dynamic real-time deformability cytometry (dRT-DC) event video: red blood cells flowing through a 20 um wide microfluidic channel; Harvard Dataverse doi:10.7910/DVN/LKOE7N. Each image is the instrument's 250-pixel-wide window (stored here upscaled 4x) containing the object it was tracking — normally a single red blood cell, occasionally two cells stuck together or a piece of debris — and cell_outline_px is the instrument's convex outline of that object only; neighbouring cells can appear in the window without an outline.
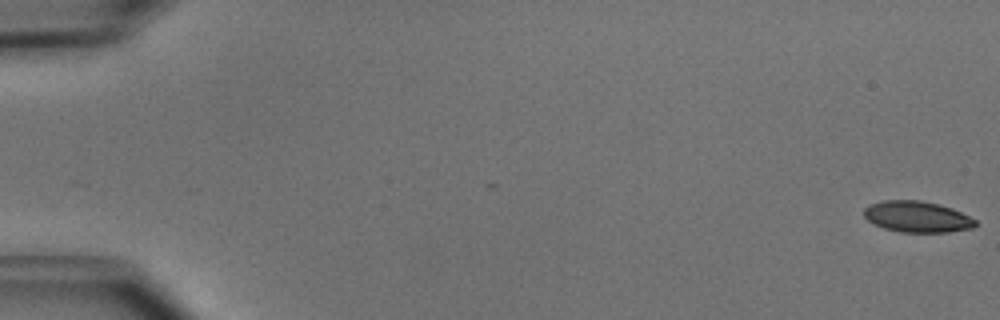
{"species": "common noctule bat (a hibernating species)", "species_latin": "Nyctalus noctula", "temperature_condition": "cold", "stored_images_in_passage": 51, "camera_frame_rate_fps": 3000, "um_per_image_px": 0.085, "animal": {"sex": "male", "body_mass_g": 15.6}, "frame": {"image": 1, "passage_image": 1, "time_ms": 0.0, "image_size_px": [1000, 320], "cell_outline_px": [[976, 224], [972, 228], [948, 232], [900, 232], [884, 228], [868, 220], [864, 216], [864, 208], [868, 204], [884, 200], [920, 200], [952, 208], [976, 220]], "centroid_in_image_um": [77.93, 18.42], "position_along_channel_um": 7.1, "area_um2": 20.06}}
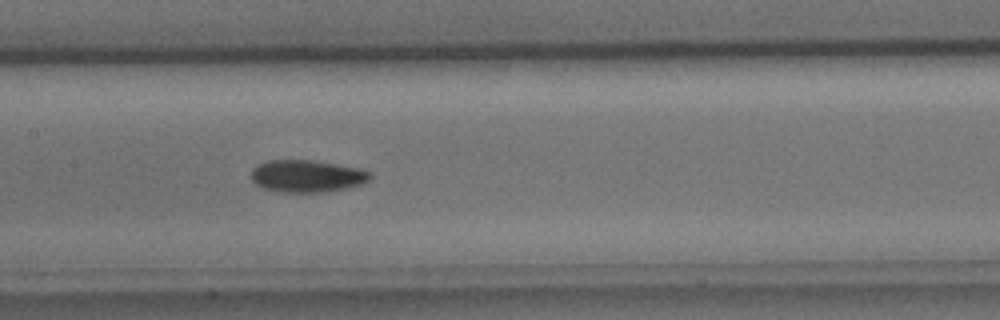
{"frame": {"image": 2, "passage_image": 26, "time_ms": 8.333, "image_size_px": [1000, 320], "cell_outline_px": [[372, 176], [364, 184], [328, 192], [280, 192], [264, 188], [256, 184], [252, 180], [252, 168], [256, 164], [268, 160], [312, 160], [360, 168], [372, 172]], "centroid_in_image_um": [26.11, 14.96], "position_along_channel_um": 181.3, "area_um2": 22.54}}
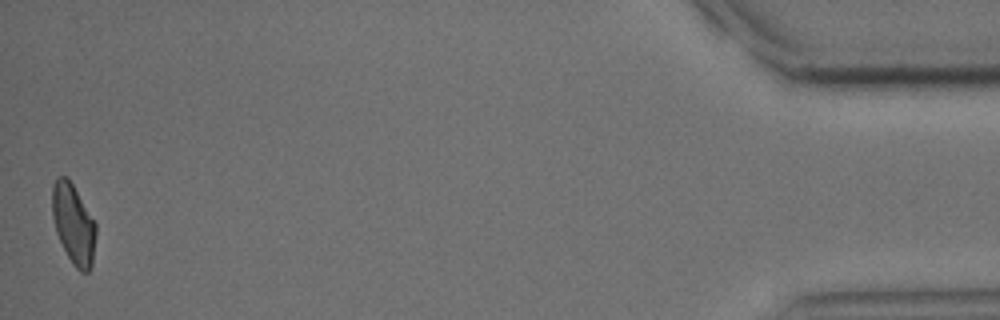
{"frame": {"image": 3, "passage_image": 51, "time_ms": 16.667, "image_size_px": [1000, 320], "cell_outline_px": [[96, 236], [92, 264], [88, 272], [80, 272], [72, 264], [56, 232], [52, 216], [52, 184], [56, 176], [68, 176], [96, 224]], "centroid_in_image_um": [6.23, 19.02], "position_along_channel_um": 429.0, "area_um2": 20.4}, "authors_computed_cell_mechanics": {"area_um2": 21.3282, "velocity_mm_per_s": 3.9891, "shape_relaxation_time_tau1_ms": 3.5994, "shape_relaxation_time_tau2_ms": 8.5717, "deformation_change_tau1": 0.1053, "deformation_change_tau2": 0.1382}}